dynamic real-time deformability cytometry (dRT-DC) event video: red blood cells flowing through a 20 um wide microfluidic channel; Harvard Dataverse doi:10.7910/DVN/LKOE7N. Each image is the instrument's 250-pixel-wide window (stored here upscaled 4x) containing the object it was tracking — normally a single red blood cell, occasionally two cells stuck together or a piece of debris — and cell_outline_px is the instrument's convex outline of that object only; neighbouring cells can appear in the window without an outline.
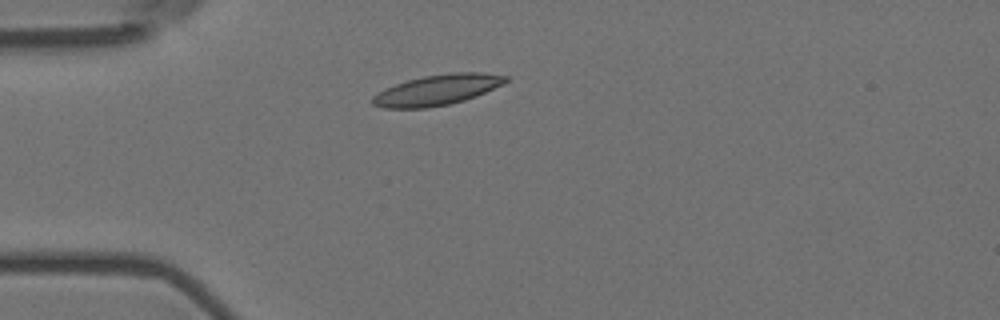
{"species": "Egyptian fruit bat (a non-hibernating species)", "species_latin": "Rousettus aegyptiacus", "temperature_condition": "room temperature", "stored_images_in_passage": 30, "camera_frame_rate_fps": 3000, "um_per_image_px": 0.085, "animal": {"sex": "female"}, "frame": {"image": 1, "passage_image": 1, "time_ms": 0.0, "image_size_px": [1000, 320], "cell_outline_px": [[508, 80], [504, 84], [476, 96], [464, 100], [448, 104], [428, 108], [384, 108], [372, 104], [372, 96], [396, 84], [408, 80], [424, 76], [452, 72], [484, 72], [508, 76]], "centroid_in_image_um": [37.21, 7.64], "position_along_channel_um": 47.8, "area_um2": 23.52}}
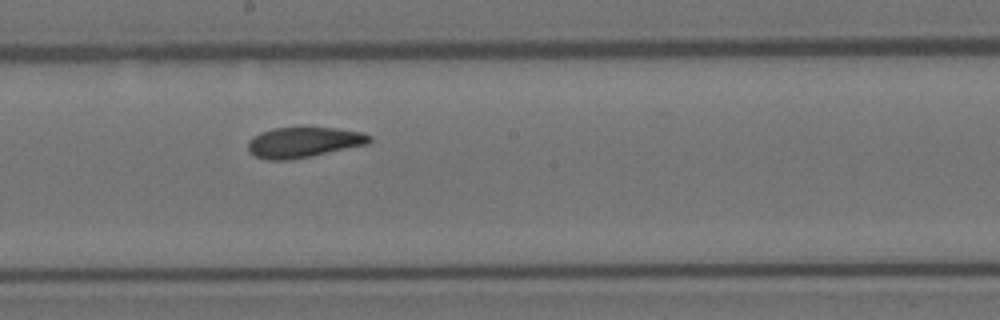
{"frame": {"image": 2, "passage_image": 17, "time_ms": 5.333, "image_size_px": [1000, 320], "cell_outline_px": [[372, 140], [368, 144], [312, 156], [288, 160], [268, 160], [256, 156], [248, 152], [248, 140], [260, 132], [272, 128], [336, 128], [360, 132], [372, 136]], "centroid_in_image_um": [25.79, 12.1], "position_along_channel_um": 222.4, "area_um2": 21.5}}
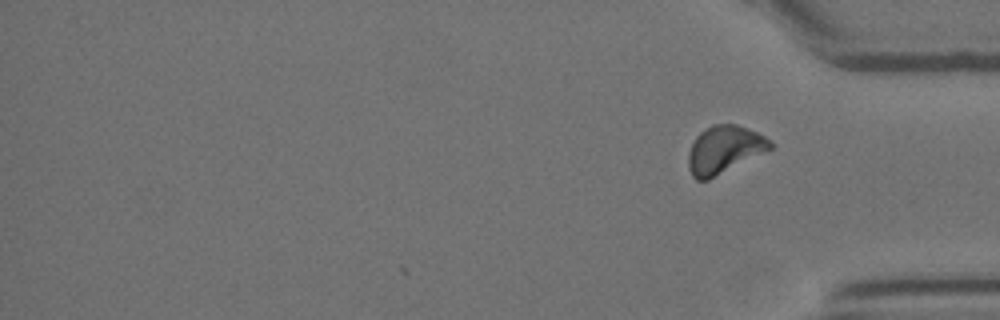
{"frame": {"image": 3, "passage_image": 30, "time_ms": 9.667, "image_size_px": [1000, 320], "cell_outline_px": [[772, 148], [708, 180], [696, 180], [692, 176], [688, 168], [688, 152], [696, 136], [700, 132], [712, 124], [736, 124], [756, 132], [764, 136], [772, 144]], "centroid_in_image_um": [61.51, 12.72], "position_along_channel_um": 373.7, "area_um2": 22.43}, "authors_computed_cell_mechanics": {"area_um2": 21.9929, "velocity_mm_per_s": 3.557, "shape_relaxation_time_tau1_ms": 7.5943, "shape_relaxation_time_tau2_ms": 3.1505, "deformation_change_tau1": 0.1593, "deformation_change_tau2": 0.0846}}